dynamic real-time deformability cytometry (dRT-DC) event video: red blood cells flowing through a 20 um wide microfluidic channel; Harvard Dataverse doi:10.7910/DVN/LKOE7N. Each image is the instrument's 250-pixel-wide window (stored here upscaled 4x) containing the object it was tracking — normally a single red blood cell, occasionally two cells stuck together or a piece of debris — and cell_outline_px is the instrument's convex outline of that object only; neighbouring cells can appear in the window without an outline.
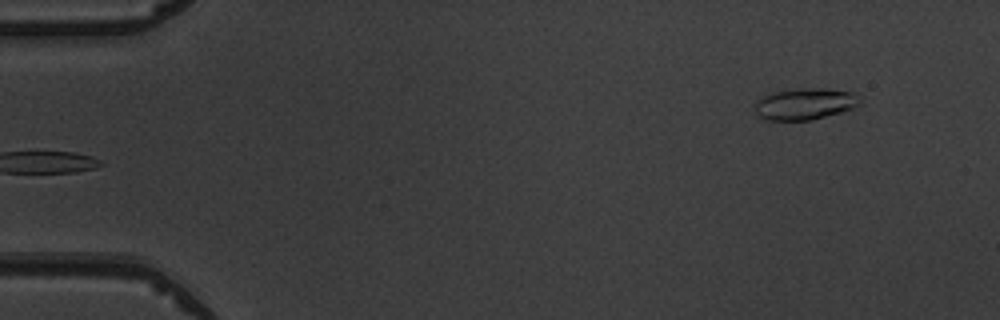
{"species": "common noctule bat (a hibernating species)", "species_latin": "Nyctalus noctula", "temperature_condition": "warm", "stored_images_in_passage": 6, "camera_frame_rate_fps": 3000, "um_per_image_px": 0.085, "animal": {"sex": "male", "body_mass_g": 19.5, "forearm_length_mm": 54.6}, "frame": {"image": 1, "passage_image": 6, "time_ms": 5.667, "image_size_px": [1000, 320], "cell_outline_px": [[860, 100], [852, 108], [840, 112], [812, 120], [764, 120], [756, 116], [756, 100], [772, 92], [800, 88], [828, 88], [852, 92]], "centroid_in_image_um": [68.36, 8.83], "position_along_channel_um": 16.6, "area_um2": 19.19}}